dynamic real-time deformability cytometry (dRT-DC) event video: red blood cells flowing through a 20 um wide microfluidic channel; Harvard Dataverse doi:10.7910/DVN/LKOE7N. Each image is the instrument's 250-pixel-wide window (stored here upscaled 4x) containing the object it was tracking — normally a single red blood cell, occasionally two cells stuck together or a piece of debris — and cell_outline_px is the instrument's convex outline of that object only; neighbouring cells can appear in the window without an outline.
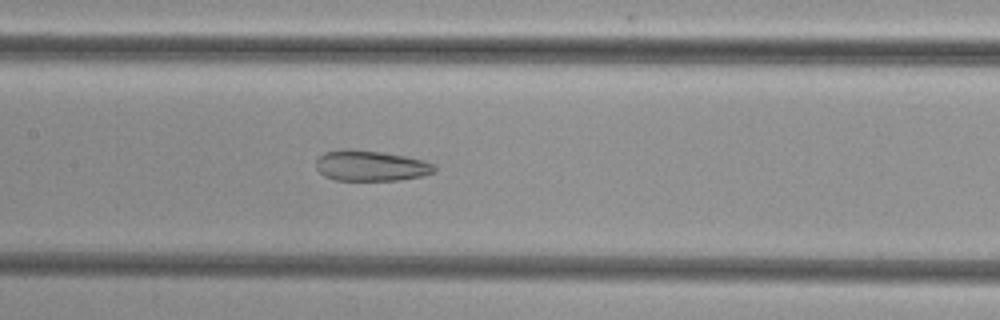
{"species": "common noctule bat (a hibernating species)", "species_latin": "Nyctalus noctula", "temperature_condition": "cold", "stored_images_in_passage": 52, "camera_frame_rate_fps": 3000, "um_per_image_px": 0.085, "animal": {"sex": "female", "body_mass_g": 29.2, "forearm_length_mm": 56.3}, "frame": {"image": 1, "passage_image": 25, "time_ms": 8.0, "image_size_px": [1000, 320], "cell_outline_px": [[436, 172], [420, 176], [400, 180], [336, 180], [324, 176], [316, 168], [316, 160], [324, 152], [344, 148], [348, 148], [380, 152], [404, 156], [424, 160], [432, 164], [436, 168]], "centroid_in_image_um": [31.49, 14.08], "position_along_channel_um": 175.9, "area_um2": 21.1}}
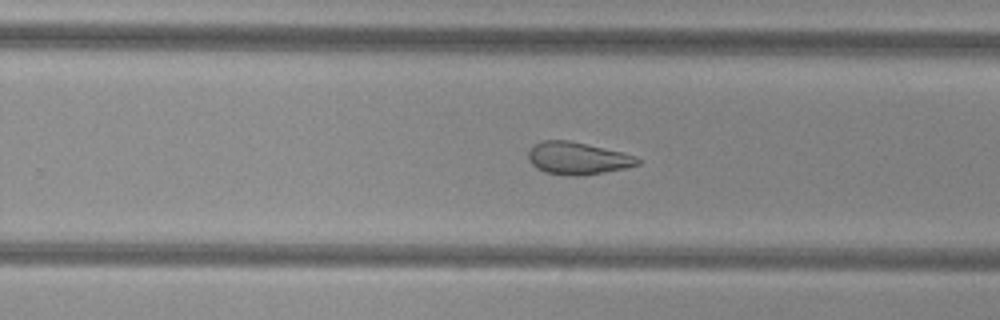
{"frame": {"image": 2, "passage_image": 33, "time_ms": 10.667, "image_size_px": [1000, 320], "cell_outline_px": [[640, 164], [624, 168], [584, 176], [572, 176], [544, 172], [536, 168], [528, 160], [528, 152], [532, 144], [540, 140], [568, 140], [620, 152], [636, 156], [640, 160]], "centroid_in_image_um": [49.04, 13.46], "position_along_channel_um": 280.8, "area_um2": 20.63}}
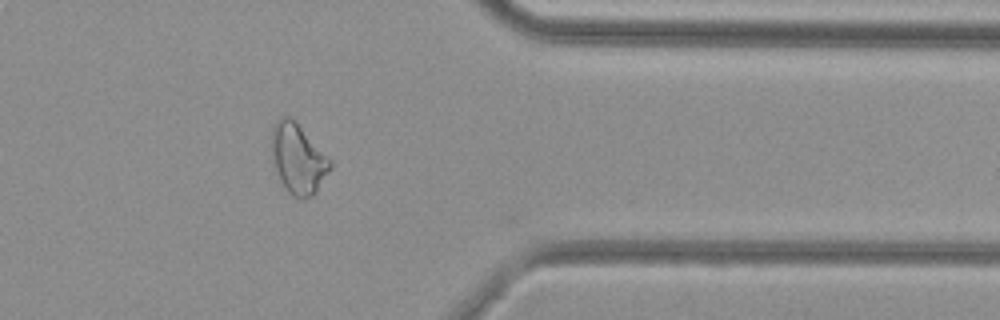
{"frame": {"image": 3, "passage_image": 42, "time_ms": 13.667, "image_size_px": [1000, 320], "cell_outline_px": [[332, 168], [316, 192], [312, 196], [304, 200], [300, 200], [292, 196], [284, 188], [272, 164], [272, 128], [276, 120], [284, 116], [288, 116], [332, 160]], "centroid_in_image_um": [25.33, 13.57], "position_along_channel_um": 386.1, "area_um2": 23.81}}